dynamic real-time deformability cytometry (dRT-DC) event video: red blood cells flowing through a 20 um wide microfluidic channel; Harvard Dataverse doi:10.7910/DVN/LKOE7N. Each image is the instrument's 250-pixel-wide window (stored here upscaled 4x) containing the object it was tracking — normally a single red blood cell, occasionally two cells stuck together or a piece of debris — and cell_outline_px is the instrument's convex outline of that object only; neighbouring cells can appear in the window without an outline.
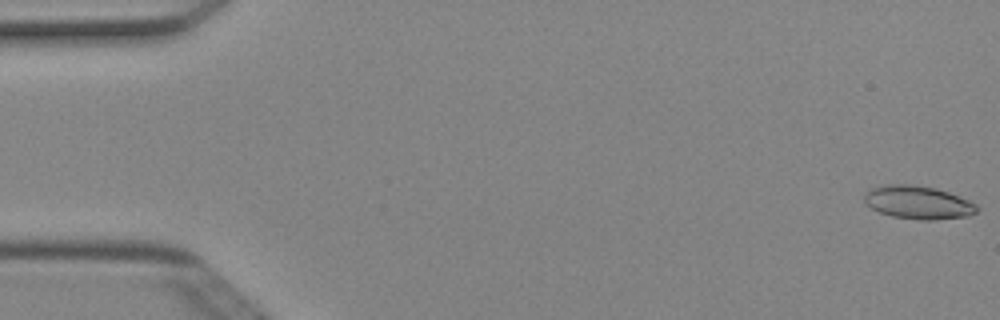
{"species": "Egyptian fruit bat (a non-hibernating species)", "species_latin": "Rousettus aegyptiacus", "temperature_condition": "cold", "stored_images_in_passage": 13, "camera_frame_rate_fps": 3000, "um_per_image_px": 0.085, "animal": {"sex": "female"}, "frame": {"image": 1, "passage_image": 1, "time_ms": 0.0, "image_size_px": [1000, 320], "cell_outline_px": [[980, 208], [976, 212], [968, 216], [936, 220], [920, 220], [892, 216], [880, 212], [872, 208], [864, 200], [864, 196], [868, 188], [888, 184], [908, 184], [936, 188], [948, 192], [968, 200], [976, 204]], "centroid_in_image_um": [78.04, 17.21], "position_along_channel_um": 7.0, "area_um2": 21.79}}